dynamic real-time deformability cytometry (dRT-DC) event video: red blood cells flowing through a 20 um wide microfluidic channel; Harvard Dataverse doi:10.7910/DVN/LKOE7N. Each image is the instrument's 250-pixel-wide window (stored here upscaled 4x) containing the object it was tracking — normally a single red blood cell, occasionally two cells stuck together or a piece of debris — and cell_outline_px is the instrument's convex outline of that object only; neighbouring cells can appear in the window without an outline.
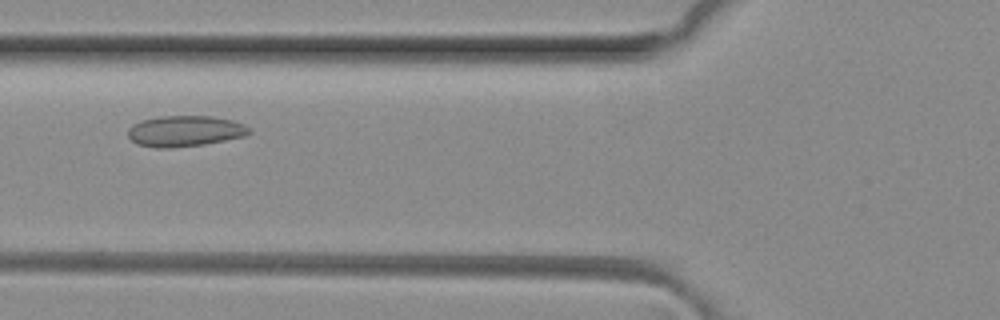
{"species": "common noctule bat (a hibernating species)", "species_latin": "Nyctalus noctula", "temperature_condition": "room temperature", "stored_images_in_passage": 6, "camera_frame_rate_fps": 3000, "um_per_image_px": 0.085, "animal": {"sex": "female", "body_mass_g": 29.2, "forearm_length_mm": 56.3}, "frame": {"image": 1, "passage_image": 6, "time_ms": 1.667, "image_size_px": [1000, 320], "cell_outline_px": [[252, 132], [244, 136], [204, 144], [168, 148], [156, 148], [136, 144], [128, 136], [128, 128], [132, 124], [140, 120], [160, 116], [212, 116], [232, 120], [244, 124], [252, 128]], "centroid_in_image_um": [15.71, 11.13], "position_along_channel_um": 110.1, "area_um2": 21.96}}